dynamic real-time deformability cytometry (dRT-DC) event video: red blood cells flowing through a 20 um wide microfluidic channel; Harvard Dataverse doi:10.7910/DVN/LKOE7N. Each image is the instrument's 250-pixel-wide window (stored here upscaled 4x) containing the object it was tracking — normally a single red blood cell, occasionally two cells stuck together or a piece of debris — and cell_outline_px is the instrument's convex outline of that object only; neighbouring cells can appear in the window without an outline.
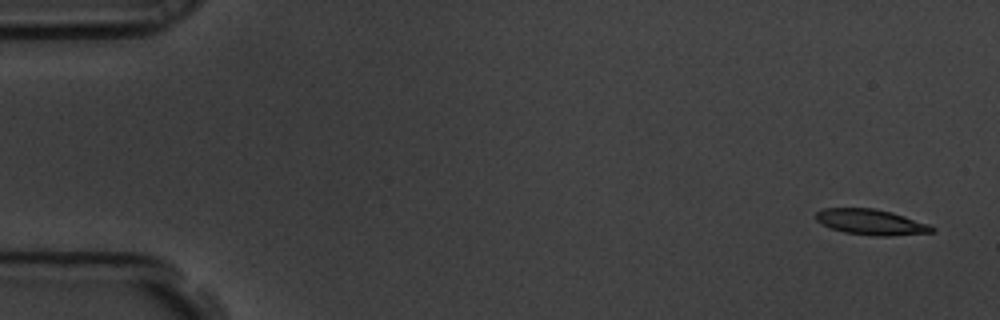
{"species": "common noctule bat (a hibernating species)", "species_latin": "Nyctalus noctula", "temperature_condition": "room temperature", "stored_images_in_passage": 15, "camera_frame_rate_fps": 3000, "um_per_image_px": 0.085, "animal": {"sex": "male", "body_mass_g": 19.5, "forearm_length_mm": 54.6}, "frame": {"image": 1, "passage_image": 1, "time_ms": 0.0, "image_size_px": [1000, 320], "cell_outline_px": [[936, 232], [892, 236], [872, 236], [844, 232], [820, 224], [816, 220], [816, 212], [824, 208], [872, 208], [892, 212], [928, 224], [936, 228]], "centroid_in_image_um": [74.05, 18.88], "position_along_channel_um": 11.0, "area_um2": 17.4}}
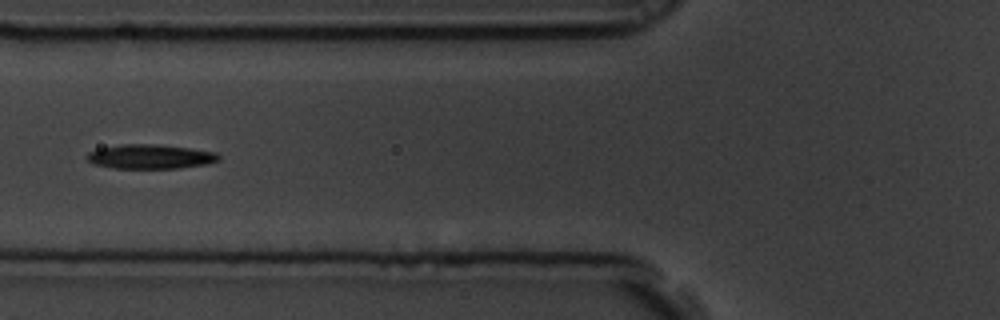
{"frame": {"image": 2, "passage_image": 6, "time_ms": 1.667, "image_size_px": [1000, 320], "cell_outline_px": [[220, 160], [208, 164], [180, 168], [112, 168], [92, 164], [88, 160], [88, 152], [100, 148], [120, 144], [160, 144], [192, 148], [216, 152], [220, 156]], "centroid_in_image_um": [12.81, 13.31], "position_along_channel_um": 113.0, "area_um2": 18.9}}
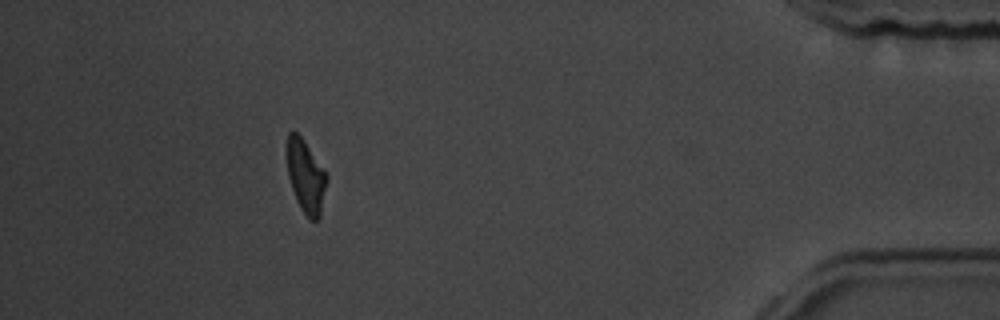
{"frame": {"image": 3, "passage_image": 14, "time_ms": 4.333, "image_size_px": [1000, 320], "cell_outline_px": [[328, 180], [320, 216], [316, 220], [312, 220], [300, 208], [296, 200], [288, 176], [288, 132], [296, 132], [304, 140], [324, 168], [328, 176]], "centroid_in_image_um": [26.03, 15.0], "position_along_channel_um": 409.2, "area_um2": 16.7}}